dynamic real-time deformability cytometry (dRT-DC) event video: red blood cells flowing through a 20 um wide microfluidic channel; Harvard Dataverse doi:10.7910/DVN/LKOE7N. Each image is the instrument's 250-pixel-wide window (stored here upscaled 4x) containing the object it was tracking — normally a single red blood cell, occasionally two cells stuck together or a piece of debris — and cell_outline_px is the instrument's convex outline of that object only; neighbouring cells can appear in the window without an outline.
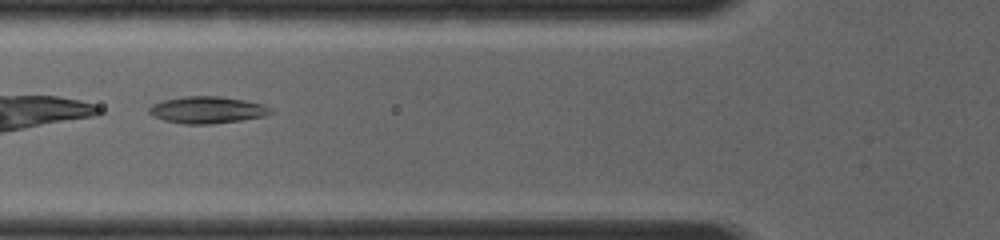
{"species": "common noctule bat (a hibernating species)", "species_latin": "Nyctalus noctula", "temperature_condition": "room temperature", "stored_images_in_passage": 17, "camera_frame_rate_fps": 4000, "um_per_image_px": 0.085, "animal": {"sex": "female", "body_mass_g": 19.0, "forearm_length_mm": 56.7}, "frame": {"image": 1, "passage_image": 3, "time_ms": 1.0, "image_size_px": [1000, 240], "cell_outline_px": [[276, 112], [264, 116], [240, 120], [212, 124], [184, 124], [164, 120], [152, 116], [148, 112], [148, 108], [152, 104], [164, 100], [184, 96], [220, 96], [244, 100], [264, 104]], "centroid_in_image_um": [17.61, 9.34], "position_along_channel_um": 108.2, "area_um2": 19.13}}
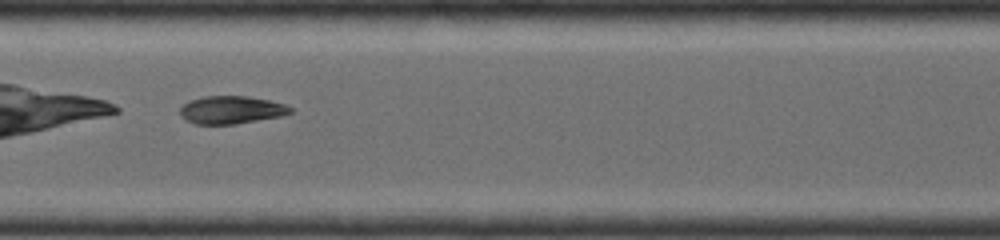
{"frame": {"image": 2, "passage_image": 7, "time_ms": 2.75, "image_size_px": [1000, 240], "cell_outline_px": [[292, 112], [280, 116], [232, 124], [196, 124], [184, 120], [180, 116], [180, 108], [188, 100], [204, 96], [248, 96], [268, 100], [284, 104], [292, 108]], "centroid_in_image_um": [19.6, 9.33], "position_along_channel_um": 187.8, "area_um2": 17.8}}
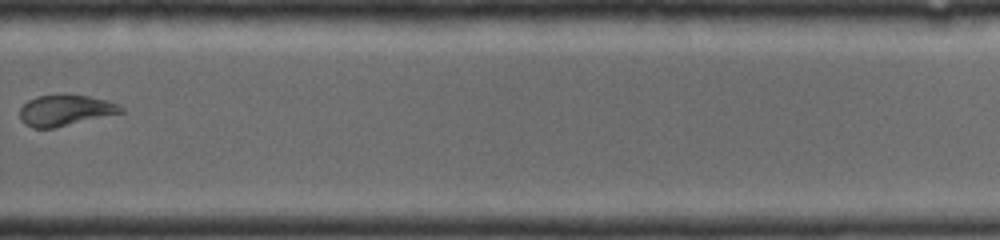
{"frame": {"image": 3, "passage_image": 13, "time_ms": 5.75, "image_size_px": [1000, 240], "cell_outline_px": [[124, 112], [52, 128], [32, 128], [20, 116], [20, 108], [28, 100], [40, 96], [88, 96], [108, 100], [120, 104], [124, 108]], "centroid_in_image_um": [5.6, 9.38], "position_along_channel_um": 324.2, "area_um2": 17.63}}